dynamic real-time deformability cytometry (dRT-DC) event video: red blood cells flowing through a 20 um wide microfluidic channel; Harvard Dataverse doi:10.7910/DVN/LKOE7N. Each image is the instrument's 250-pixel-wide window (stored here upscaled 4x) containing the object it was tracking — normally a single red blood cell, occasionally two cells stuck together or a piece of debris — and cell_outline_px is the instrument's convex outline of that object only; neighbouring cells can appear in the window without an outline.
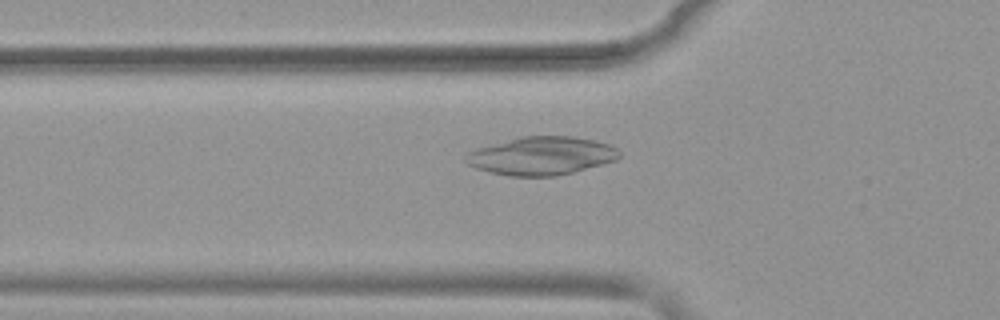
{"species": "common noctule bat (a hibernating species)", "species_latin": "Nyctalus noctula", "temperature_condition": "warm", "stored_images_in_passage": 52, "camera_frame_rate_fps": 3000, "um_per_image_px": 0.085, "animal": {"sex": "female", "body_mass_g": 19.9}, "frame": {"image": 1, "passage_image": 18, "time_ms": 5.667, "image_size_px": [1000, 320], "cell_outline_px": [[620, 156], [616, 160], [604, 164], [556, 176], [508, 176], [476, 168], [468, 164], [464, 160], [464, 156], [468, 152], [476, 148], [520, 136], [572, 136], [596, 140], [608, 144], [616, 148], [620, 152]], "centroid_in_image_um": [46.02, 13.24], "position_along_channel_um": 79.8, "area_um2": 34.28}}
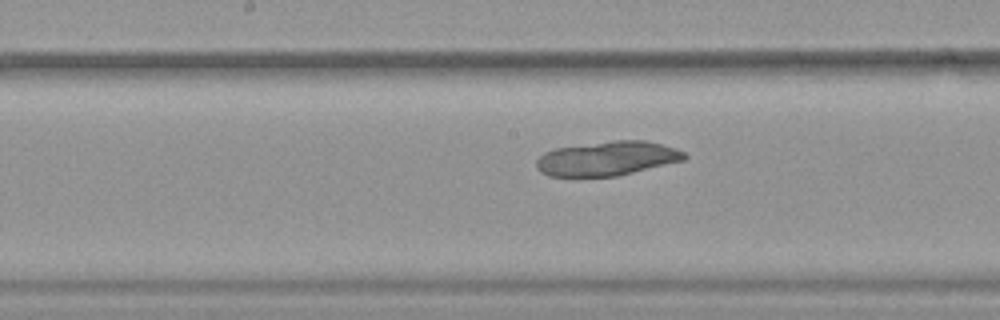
{"frame": {"image": 2, "passage_image": 27, "time_ms": 8.667, "image_size_px": [1000, 320], "cell_outline_px": [[688, 156], [684, 160], [616, 176], [572, 180], [548, 176], [540, 172], [536, 168], [536, 160], [544, 152], [556, 148], [616, 140], [644, 140], [676, 148], [684, 152]], "centroid_in_image_um": [51.52, 13.52], "position_along_channel_um": 196.7, "area_um2": 30.35}}
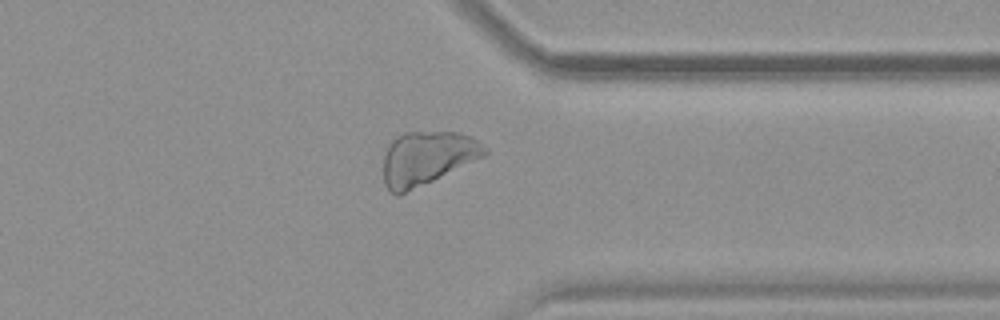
{"frame": {"image": 3, "passage_image": 41, "time_ms": 13.333, "image_size_px": [1000, 320], "cell_outline_px": [[488, 152], [484, 156], [432, 180], [396, 196], [388, 192], [384, 184], [384, 156], [388, 144], [396, 136], [404, 132], [460, 132], [476, 140], [488, 148]], "centroid_in_image_um": [36.26, 13.42], "position_along_channel_um": 375.1, "area_um2": 31.33}}